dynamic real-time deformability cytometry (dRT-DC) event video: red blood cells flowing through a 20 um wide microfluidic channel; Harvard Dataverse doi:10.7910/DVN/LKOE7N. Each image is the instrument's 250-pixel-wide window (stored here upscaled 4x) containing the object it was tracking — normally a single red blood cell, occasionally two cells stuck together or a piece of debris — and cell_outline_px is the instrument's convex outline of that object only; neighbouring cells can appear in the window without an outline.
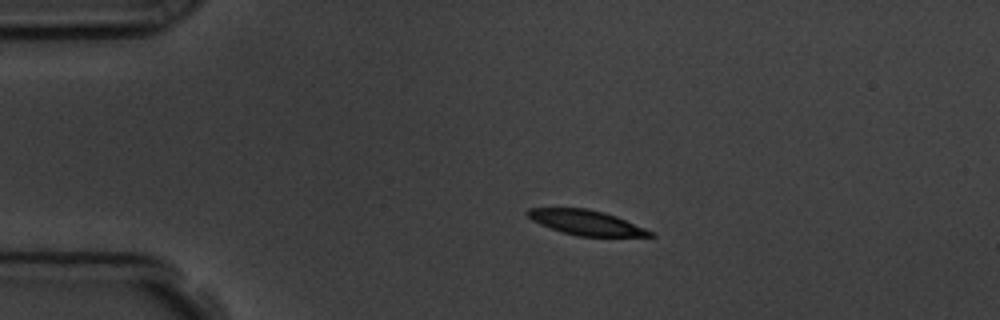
{"species": "common noctule bat (a hibernating species)", "species_latin": "Nyctalus noctula", "temperature_condition": "room temperature", "stored_images_in_passage": 2, "camera_frame_rate_fps": 3000, "um_per_image_px": 0.085, "animal": {"sex": "male", "body_mass_g": 19.5, "forearm_length_mm": 54.6}, "frame": {"image": 1, "passage_image": 1, "time_ms": 0.0, "image_size_px": [1000, 320], "cell_outline_px": [[656, 236], [576, 236], [540, 224], [532, 220], [524, 212], [528, 208], [588, 208], [604, 212], [616, 216], [656, 232]], "centroid_in_image_um": [49.85, 18.91], "position_along_channel_um": 35.1, "area_um2": 17.74}}